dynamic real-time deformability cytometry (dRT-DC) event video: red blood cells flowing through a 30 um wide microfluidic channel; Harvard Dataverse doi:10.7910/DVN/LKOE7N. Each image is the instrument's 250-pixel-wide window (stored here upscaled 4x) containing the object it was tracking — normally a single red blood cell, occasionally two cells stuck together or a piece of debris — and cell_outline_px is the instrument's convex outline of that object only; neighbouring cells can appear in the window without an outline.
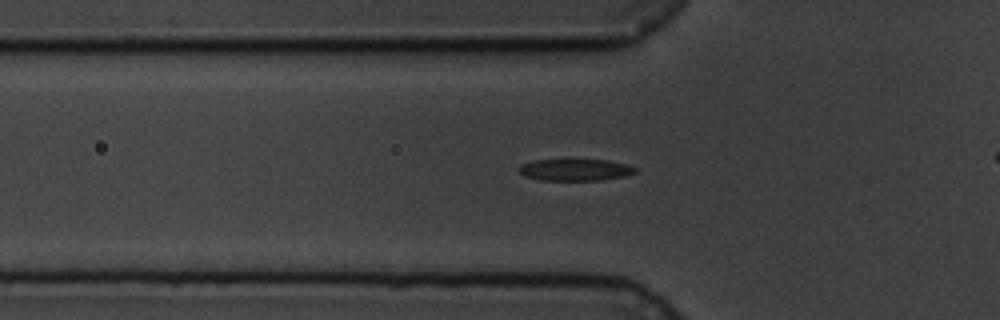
{"species": "common noctule bat (a hibernating species)", "species_latin": "Nyctalus noctula", "temperature_condition": "cold", "stored_images_in_passage": 42, "camera_frame_rate_fps": 3000, "um_per_image_px": 0.085, "animal": {"sex": "male", "body_mass_g": 19.5, "forearm_length_mm": 54.6}, "frame": {"image": 1, "passage_image": 7, "time_ms": 2.0, "image_size_px": [1000, 320], "cell_outline_px": [[636, 172], [624, 176], [600, 180], [540, 180], [524, 176], [520, 172], [520, 164], [532, 160], [608, 160], [628, 164], [636, 168]], "centroid_in_image_um": [48.89, 14.43], "position_along_channel_um": 76.9, "area_um2": 14.68}}
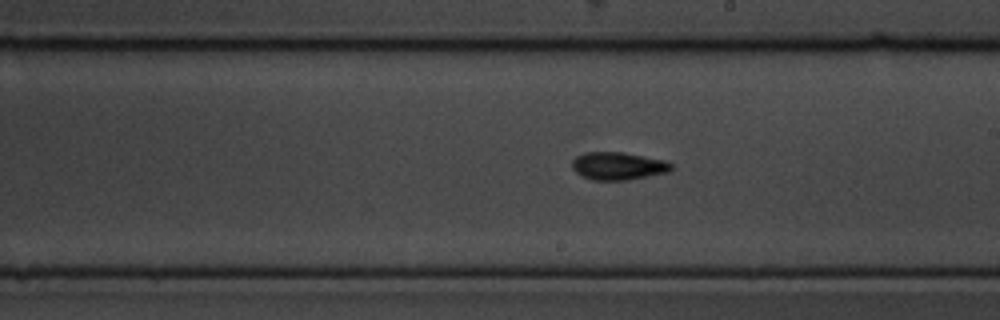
{"frame": {"image": 2, "passage_image": 21, "time_ms": 6.667, "image_size_px": [1000, 320], "cell_outline_px": [[672, 168], [668, 172], [628, 180], [592, 180], [580, 176], [572, 168], [572, 160], [576, 156], [588, 152], [624, 152], [664, 160], [672, 164]], "centroid_in_image_um": [52.51, 14.11], "position_along_channel_um": 236.5, "area_um2": 16.07}}
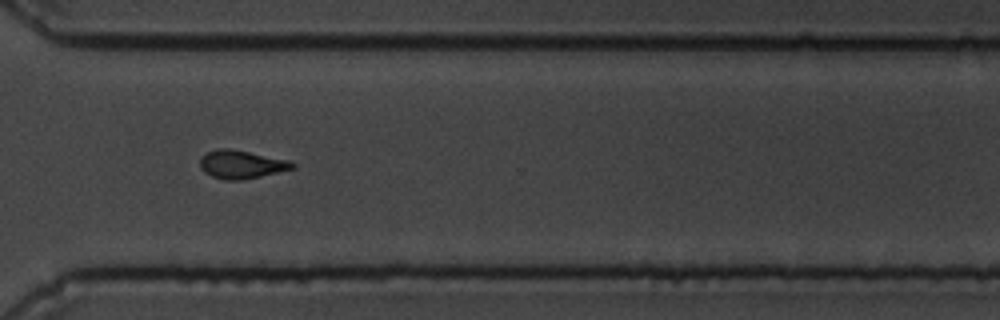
{"frame": {"image": 3, "passage_image": 31, "time_ms": 10.0, "image_size_px": [1000, 320], "cell_outline_px": [[296, 168], [244, 180], [224, 180], [212, 176], [204, 172], [200, 168], [200, 156], [216, 148], [228, 148], [288, 160], [296, 164]], "centroid_in_image_um": [20.5, 13.98], "position_along_channel_um": 350.1, "area_um2": 15.26}, "authors_computed_cell_mechanics": {"area_um2": 15.8083, "velocity_mm_per_s": 3.4108, "shape_relaxation_time_tau1_ms": 3.9123, "shape_relaxation_time_tau2_ms": 3.684, "deformation_change_tau1": 0.148, "deformation_change_tau2": 0.1012}}